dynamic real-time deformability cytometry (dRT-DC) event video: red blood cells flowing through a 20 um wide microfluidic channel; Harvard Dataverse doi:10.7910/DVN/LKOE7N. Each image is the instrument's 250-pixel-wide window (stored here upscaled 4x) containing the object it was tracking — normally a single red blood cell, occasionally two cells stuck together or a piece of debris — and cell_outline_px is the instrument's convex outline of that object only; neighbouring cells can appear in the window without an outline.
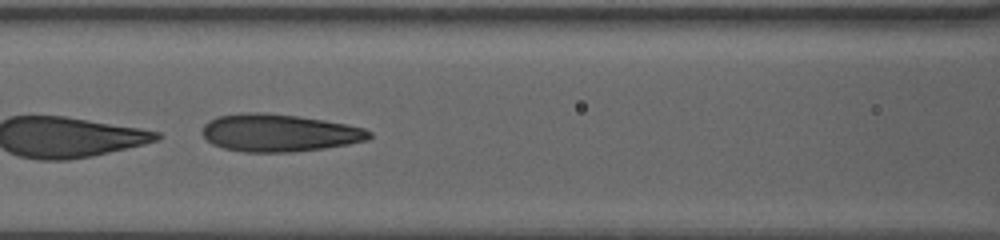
{"species": "human", "species_latin": "Homo sapiens", "temperature_condition": "warm", "stored_images_in_passage": 29, "camera_frame_rate_fps": 3000, "um_per_image_px": 0.085, "donor": {"sex": "female"}, "frame": {"image": 1, "passage_image": 17, "time_ms": 9.0, "image_size_px": [1000, 240], "cell_outline_px": [[372, 136], [368, 140], [348, 144], [324, 148], [292, 152], [244, 152], [224, 148], [212, 144], [204, 136], [204, 124], [208, 120], [216, 116], [240, 112], [260, 112], [296, 116], [324, 120], [364, 128], [372, 132]], "centroid_in_image_um": [23.71, 11.29], "position_along_channel_um": 142.9, "area_um2": 36.47}}
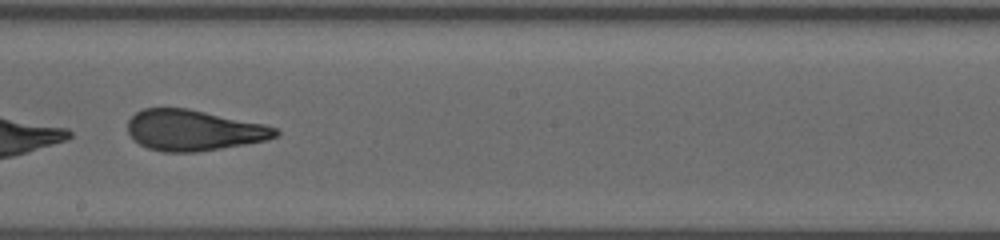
{"frame": {"image": 2, "passage_image": 22, "time_ms": 11.667, "image_size_px": [1000, 240], "cell_outline_px": [[280, 136], [268, 140], [196, 152], [164, 152], [148, 148], [132, 140], [128, 132], [128, 120], [136, 112], [144, 108], [188, 108], [264, 124], [276, 128], [280, 132]], "centroid_in_image_um": [16.46, 11.07], "position_along_channel_um": 231.7, "area_um2": 35.2}}
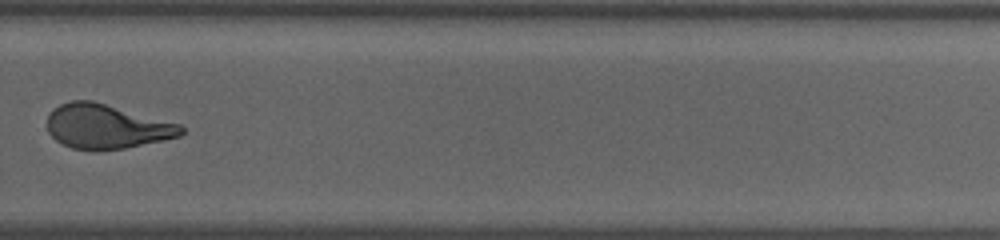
{"frame": {"image": 3, "passage_image": 27, "time_ms": 14.333, "image_size_px": [1000, 240], "cell_outline_px": [[184, 132], [180, 136], [124, 148], [72, 148], [56, 140], [48, 132], [48, 112], [52, 108], [60, 104], [72, 100], [92, 100], [180, 124], [184, 128]], "centroid_in_image_um": [9.03, 10.71], "position_along_channel_um": 320.8, "area_um2": 33.99}}